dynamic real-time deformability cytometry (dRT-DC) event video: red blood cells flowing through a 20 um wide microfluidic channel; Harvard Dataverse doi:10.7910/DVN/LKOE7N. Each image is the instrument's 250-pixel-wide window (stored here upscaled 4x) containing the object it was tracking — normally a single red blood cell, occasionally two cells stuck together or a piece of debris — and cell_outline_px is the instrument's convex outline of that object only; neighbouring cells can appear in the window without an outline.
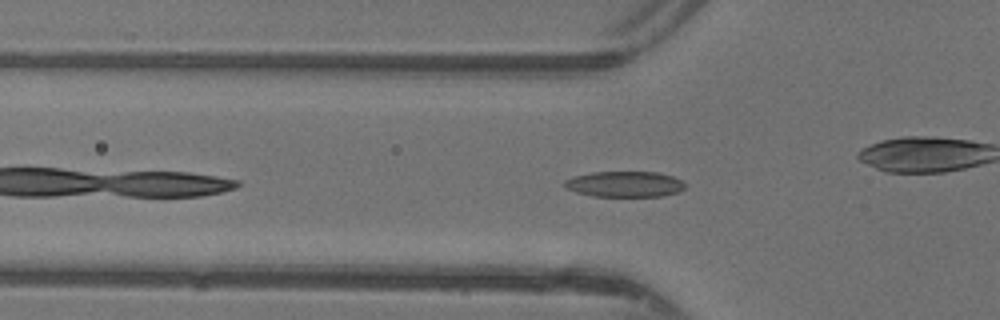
{"species": "common noctule bat (a hibernating species)", "species_latin": "Nyctalus noctula", "temperature_condition": "warm", "stored_images_in_passage": 37, "segment_of_instrument_passage": [1, 2], "camera_frame_rate_fps": 3000, "um_per_image_px": 0.085, "animal": {"sex": "female"}, "frame": {"image": 1, "passage_image": 5, "time_ms": 1.333, "image_size_px": [1000, 320], "cell_outline_px": [[684, 188], [680, 192], [664, 196], [592, 196], [576, 192], [568, 188], [564, 184], [564, 180], [572, 176], [592, 172], [656, 172], [672, 176], [680, 180], [684, 184]], "centroid_in_image_um": [53.09, 15.65], "position_along_channel_um": 72.7, "area_um2": 18.03}}
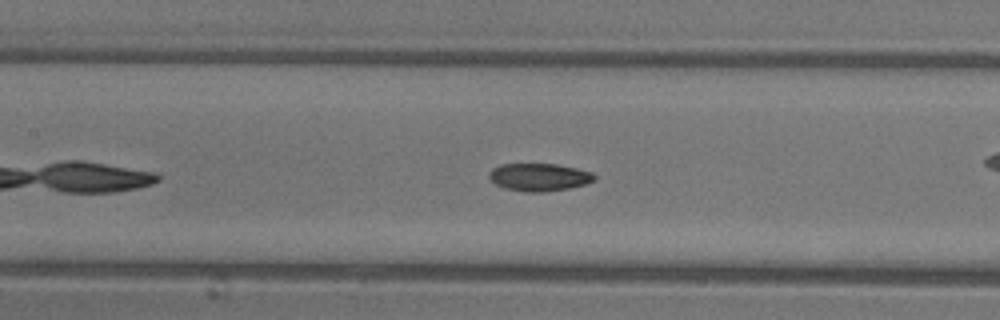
{"frame": {"image": 2, "passage_image": 11, "time_ms": 3.333, "image_size_px": [1000, 320], "cell_outline_px": [[596, 180], [584, 184], [568, 188], [544, 192], [524, 192], [504, 188], [496, 184], [488, 176], [488, 172], [492, 168], [500, 164], [556, 164], [576, 168], [592, 172], [596, 176]], "centroid_in_image_um": [45.81, 15.05], "position_along_channel_um": 161.6, "area_um2": 17.05}}
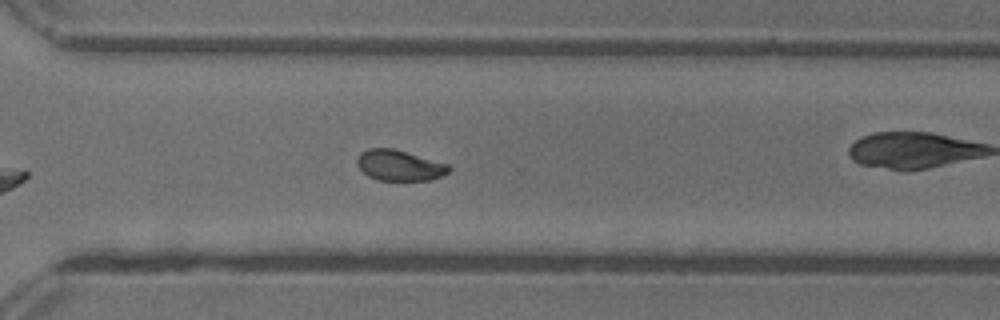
{"frame": {"image": 3, "passage_image": 23, "time_ms": 7.333, "image_size_px": [1000, 320], "cell_outline_px": [[452, 168], [448, 172], [440, 176], [428, 180], [380, 180], [368, 176], [356, 164], [356, 160], [360, 152], [368, 148], [392, 148], [448, 164]], "centroid_in_image_um": [33.92, 14.05], "position_along_channel_um": 336.7, "area_um2": 16.24}}